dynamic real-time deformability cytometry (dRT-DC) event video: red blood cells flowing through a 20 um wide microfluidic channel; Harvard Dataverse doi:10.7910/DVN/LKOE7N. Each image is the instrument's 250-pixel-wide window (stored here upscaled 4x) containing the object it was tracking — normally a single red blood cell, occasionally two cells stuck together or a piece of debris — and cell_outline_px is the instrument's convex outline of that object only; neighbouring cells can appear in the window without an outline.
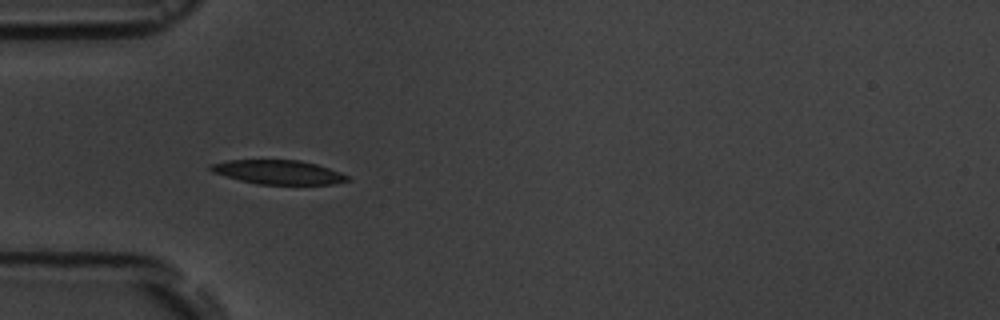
{"species": "common noctule bat (a hibernating species)", "species_latin": "Nyctalus noctula", "temperature_condition": "room temperature", "stored_images_in_passage": 16, "camera_frame_rate_fps": 3000, "um_per_image_px": 0.085, "animal": {"sex": "male", "body_mass_g": 19.5, "forearm_length_mm": 54.6}, "frame": {"image": 1, "passage_image": 5, "time_ms": 4.667, "image_size_px": [1000, 320], "cell_outline_px": [[352, 180], [336, 184], [256, 184], [240, 180], [212, 172], [208, 168], [212, 164], [228, 160], [300, 160], [316, 164], [340, 172], [348, 176]], "centroid_in_image_um": [23.68, 14.63], "position_along_channel_um": 61.3, "area_um2": 19.13}}
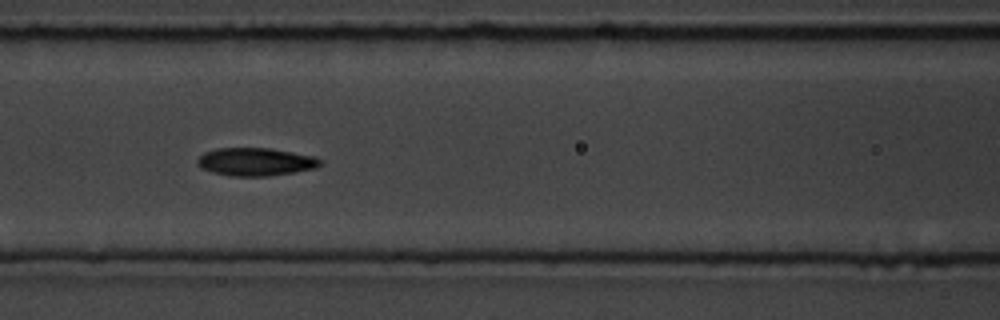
{"frame": {"image": 2, "passage_image": 7, "time_ms": 7.0, "image_size_px": [1000, 320], "cell_outline_px": [[324, 164], [316, 168], [296, 172], [268, 176], [232, 176], [212, 172], [200, 168], [196, 164], [196, 160], [204, 152], [216, 148], [272, 148], [316, 156]], "centroid_in_image_um": [21.74, 13.75], "position_along_channel_um": 144.9, "area_um2": 20.35}}
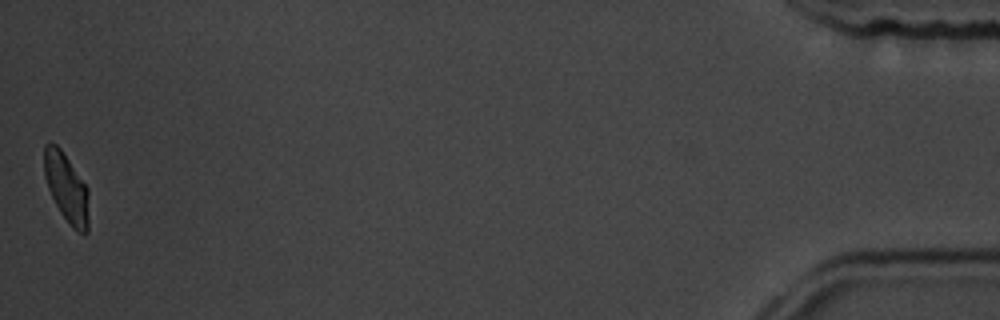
{"frame": {"image": 3, "passage_image": 16, "time_ms": 17.333, "image_size_px": [1000, 320], "cell_outline_px": [[88, 232], [84, 236], [72, 228], [60, 212], [48, 188], [44, 176], [44, 144], [56, 144], [60, 148], [88, 188]], "centroid_in_image_um": [5.66, 16.01], "position_along_channel_um": 429.5, "area_um2": 17.86}, "authors_computed_cell_mechanics": {"area_um2": 19.7676, "velocity_mm_per_s": 3.6839, "shape_relaxation_time_tau1_ms": 3.9427, "shape_relaxation_time_tau2_ms": 2.2015, "deformation_change_tau1": 0.1071, "deformation_change_tau2": 0.0551}}